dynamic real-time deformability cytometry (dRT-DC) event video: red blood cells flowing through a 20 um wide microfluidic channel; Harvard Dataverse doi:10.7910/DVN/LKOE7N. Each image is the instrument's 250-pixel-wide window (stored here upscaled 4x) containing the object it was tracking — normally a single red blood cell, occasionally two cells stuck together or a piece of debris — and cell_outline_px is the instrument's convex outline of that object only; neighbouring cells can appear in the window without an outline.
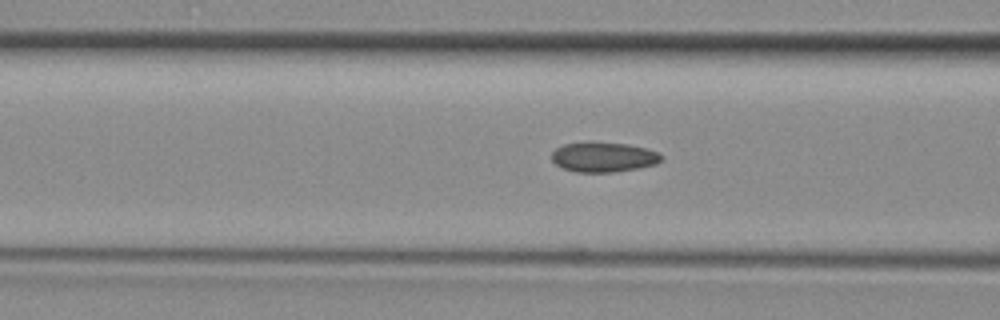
{"species": "common noctule bat (a hibernating species)", "species_latin": "Nyctalus noctula", "temperature_condition": "room temperature", "stored_images_in_passage": 30, "camera_frame_rate_fps": 3000, "um_per_image_px": 0.085, "animal": {"sex": "female", "body_mass_g": 29.2, "forearm_length_mm": 56.3}, "frame": {"image": 1, "passage_image": 9, "time_ms": 2.667, "image_size_px": [1000, 320], "cell_outline_px": [[664, 156], [656, 164], [640, 168], [616, 172], [576, 172], [564, 168], [556, 164], [552, 160], [552, 152], [556, 148], [564, 144], [592, 140], [628, 144], [644, 148], [656, 152]], "centroid_in_image_um": [51.28, 13.33], "position_along_channel_um": 115.3, "area_um2": 19.42}}
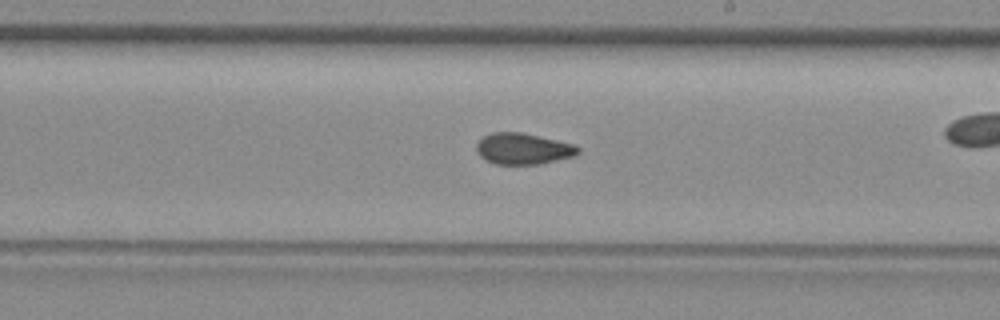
{"frame": {"image": 2, "passage_image": 18, "time_ms": 5.667, "image_size_px": [1000, 320], "cell_outline_px": [[580, 152], [576, 156], [540, 164], [496, 164], [480, 156], [476, 148], [476, 144], [484, 136], [492, 132], [520, 132], [556, 140], [572, 144], [580, 148]], "centroid_in_image_um": [44.48, 12.65], "position_along_channel_um": 244.5, "area_um2": 18.32}}
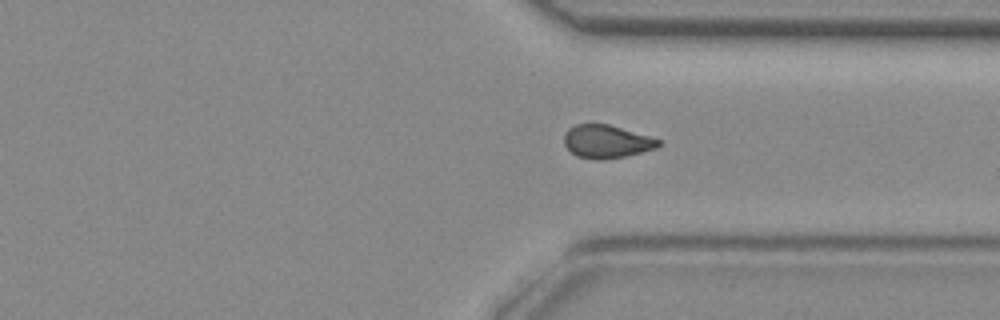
{"frame": {"image": 3, "passage_image": 26, "time_ms": 8.333, "image_size_px": [1000, 320], "cell_outline_px": [[660, 144], [656, 148], [624, 156], [604, 160], [596, 160], [576, 156], [564, 144], [564, 136], [568, 128], [576, 124], [608, 124], [648, 136], [660, 140]], "centroid_in_image_um": [51.52, 12.03], "position_along_channel_um": 359.9, "area_um2": 17.98}}